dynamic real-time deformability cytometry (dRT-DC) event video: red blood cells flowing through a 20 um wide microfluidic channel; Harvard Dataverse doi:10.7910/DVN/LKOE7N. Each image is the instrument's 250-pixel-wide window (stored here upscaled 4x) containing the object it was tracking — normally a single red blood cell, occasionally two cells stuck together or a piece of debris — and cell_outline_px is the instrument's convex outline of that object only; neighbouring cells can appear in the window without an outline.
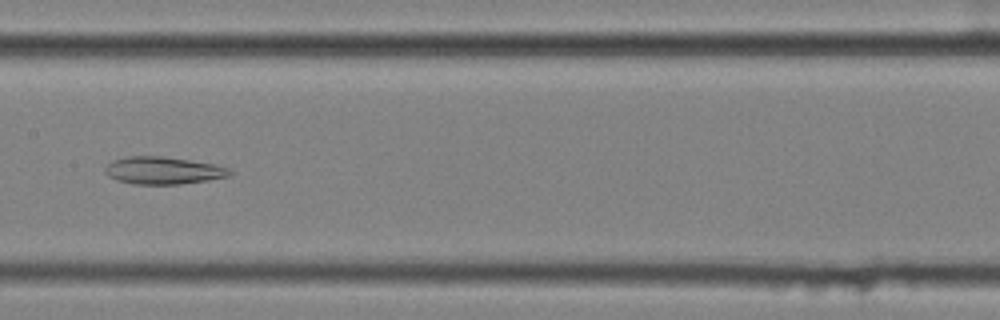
{"species": "common noctule bat (a hibernating species)", "species_latin": "Nyctalus noctula", "temperature_condition": "cold", "stored_images_in_passage": 56, "segment_of_instrument_passage": [2, 2], "camera_frame_rate_fps": 3000, "um_per_image_px": 0.085, "animal": {"sex": "female", "body_mass_g": 25.1}, "frame": {"image": 1, "passage_image": 29, "time_ms": 9.333, "image_size_px": [1000, 320], "cell_outline_px": [[232, 176], [208, 180], [180, 184], [132, 184], [116, 180], [108, 176], [104, 172], [104, 168], [112, 160], [128, 156], [160, 156], [188, 160], [212, 164], [228, 168], [232, 172]], "centroid_in_image_um": [13.83, 14.5], "position_along_channel_um": 193.6, "area_um2": 19.88}}
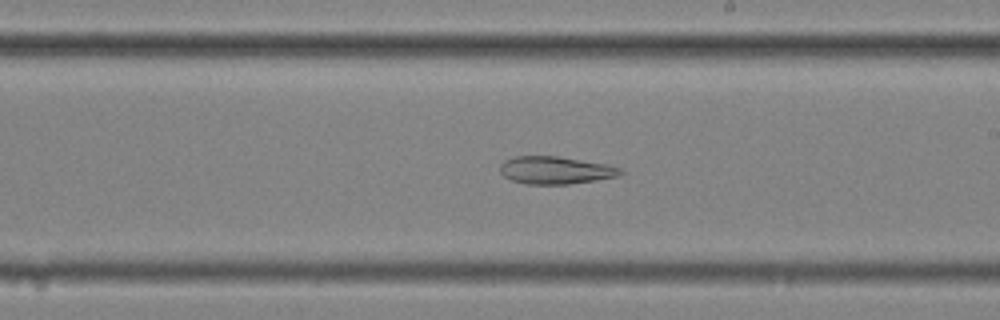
{"frame": {"image": 2, "passage_image": 33, "time_ms": 10.667, "image_size_px": [1000, 320], "cell_outline_px": [[624, 172], [616, 176], [568, 184], [528, 184], [512, 180], [504, 176], [500, 172], [500, 164], [504, 160], [516, 156], [556, 156], [608, 164], [624, 168]], "centroid_in_image_um": [47.21, 14.46], "position_along_channel_um": 241.8, "area_um2": 19.25}}
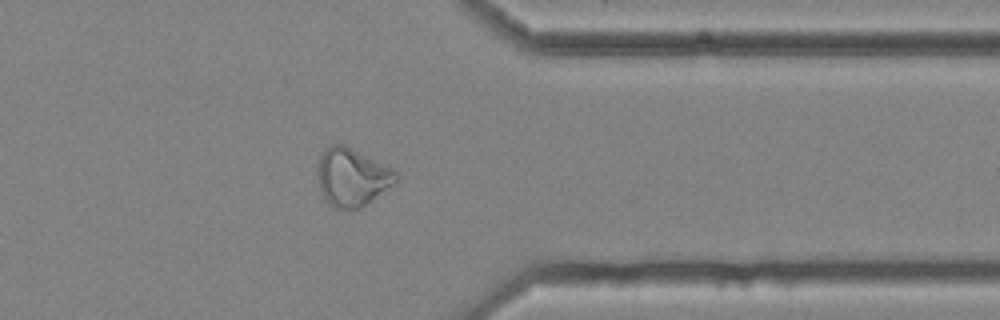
{"frame": {"image": 3, "passage_image": 45, "time_ms": 14.667, "image_size_px": [1000, 320], "cell_outline_px": [[400, 176], [396, 184], [360, 208], [332, 208], [324, 200], [320, 192], [316, 176], [320, 156], [324, 148], [332, 144], [344, 144], [392, 168]], "centroid_in_image_um": [29.91, 15.06], "position_along_channel_um": 381.5, "area_um2": 26.88}}